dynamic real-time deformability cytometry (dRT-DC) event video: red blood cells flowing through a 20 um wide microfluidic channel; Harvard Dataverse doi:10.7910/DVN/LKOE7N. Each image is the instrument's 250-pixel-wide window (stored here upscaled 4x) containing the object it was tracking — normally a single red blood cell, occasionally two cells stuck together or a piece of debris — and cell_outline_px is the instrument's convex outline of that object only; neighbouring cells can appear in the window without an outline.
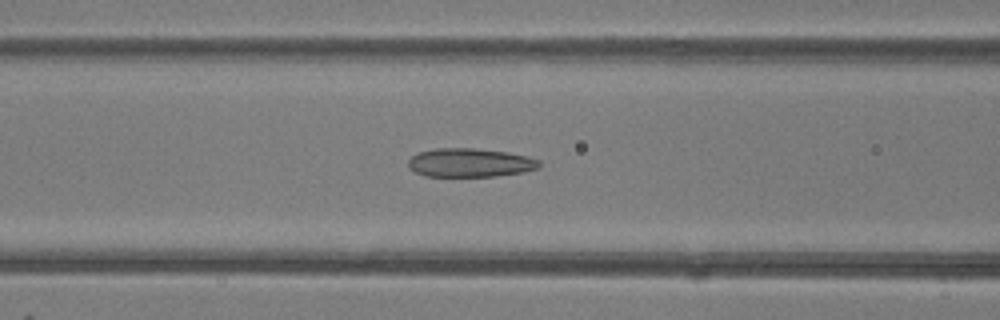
{"species": "common noctule bat (a hibernating species)", "species_latin": "Nyctalus noctula", "temperature_condition": "room temperature", "stored_images_in_passage": 48, "camera_frame_rate_fps": 3000, "um_per_image_px": 0.085, "animal": {"sex": "female"}, "frame": {"image": 1, "passage_image": 19, "time_ms": 6.0, "image_size_px": [1000, 320], "cell_outline_px": [[540, 168], [524, 172], [496, 176], [428, 176], [416, 172], [408, 168], [408, 160], [412, 156], [420, 152], [436, 148], [476, 148], [508, 152], [528, 156], [540, 160]], "centroid_in_image_um": [39.99, 13.82], "position_along_channel_um": 126.6, "area_um2": 22.02}}
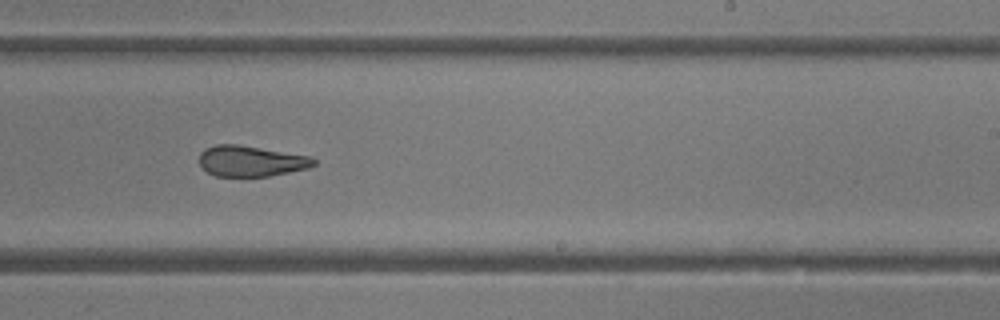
{"frame": {"image": 2, "passage_image": 29, "time_ms": 9.333, "image_size_px": [1000, 320], "cell_outline_px": [[316, 164], [308, 168], [268, 176], [216, 176], [200, 168], [200, 152], [204, 148], [216, 144], [236, 144], [312, 156], [316, 160]], "centroid_in_image_um": [21.32, 13.68], "position_along_channel_um": 267.7, "area_um2": 20.58}}
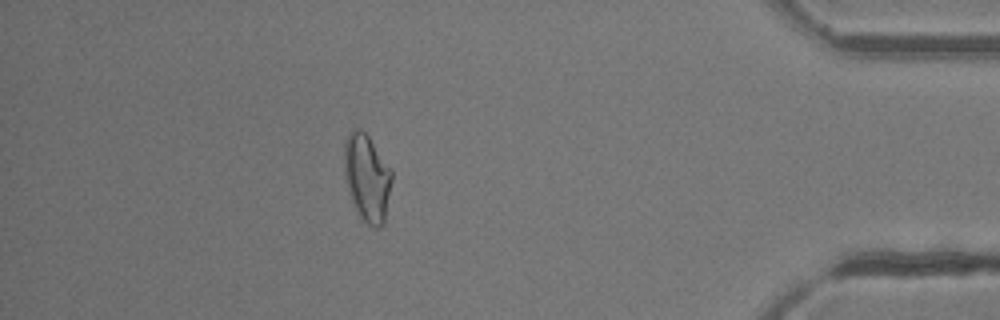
{"frame": {"image": 3, "passage_image": 42, "time_ms": 13.667, "image_size_px": [1000, 320], "cell_outline_px": [[392, 180], [384, 224], [380, 228], [376, 228], [368, 224], [356, 212], [348, 188], [344, 172], [344, 144], [348, 132], [352, 128], [360, 128], [368, 136], [392, 168]], "centroid_in_image_um": [31.2, 15.08], "position_along_channel_um": 404.0, "area_um2": 24.39}, "authors_computed_cell_mechanics": {"area_um2": 23.3223, "velocity_mm_per_s": 4.2347, "shape_relaxation_time_tau1_ms": null, "shape_relaxation_time_tau2_ms": 2.2686, "deformation_change_tau1": null, "deformation_change_tau2": 0.0932}}